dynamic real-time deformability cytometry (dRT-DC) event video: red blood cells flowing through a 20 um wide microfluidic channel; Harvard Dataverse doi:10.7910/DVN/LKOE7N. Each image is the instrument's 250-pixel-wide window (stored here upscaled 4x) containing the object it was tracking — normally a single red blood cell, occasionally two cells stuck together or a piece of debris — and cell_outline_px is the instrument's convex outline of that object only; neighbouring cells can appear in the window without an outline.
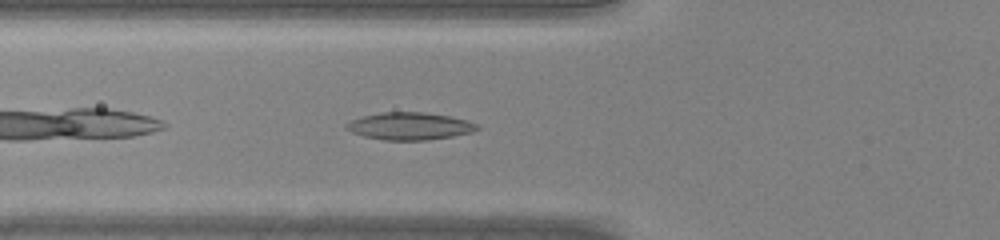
{"species": "common noctule bat (a hibernating species)", "species_latin": "Nyctalus noctula", "temperature_condition": "warm", "stored_images_in_passage": 32, "camera_frame_rate_fps": 3000, "um_per_image_px": 0.085, "animal": {"sex": "male", "body_mass_g": 20.0, "forearm_length_mm": 53.3}, "frame": {"image": 1, "passage_image": 4, "time_ms": 1.0, "image_size_px": [1000, 240], "cell_outline_px": [[480, 128], [472, 132], [452, 136], [428, 140], [384, 140], [364, 136], [352, 132], [344, 128], [344, 124], [352, 120], [364, 116], [380, 112], [424, 112], [448, 116], [468, 120], [476, 124]], "centroid_in_image_um": [34.81, 10.72], "position_along_channel_um": 91.0, "area_um2": 20.81}}
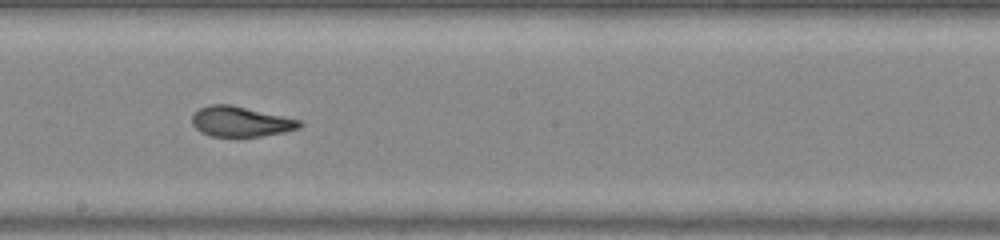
{"frame": {"image": 2, "passage_image": 13, "time_ms": 4.0, "image_size_px": [1000, 240], "cell_outline_px": [[304, 124], [300, 128], [284, 132], [260, 136], [212, 136], [200, 132], [192, 124], [192, 116], [200, 108], [208, 104], [232, 104], [300, 120]], "centroid_in_image_um": [20.46, 10.32], "position_along_channel_um": 227.7, "area_um2": 18.9}}
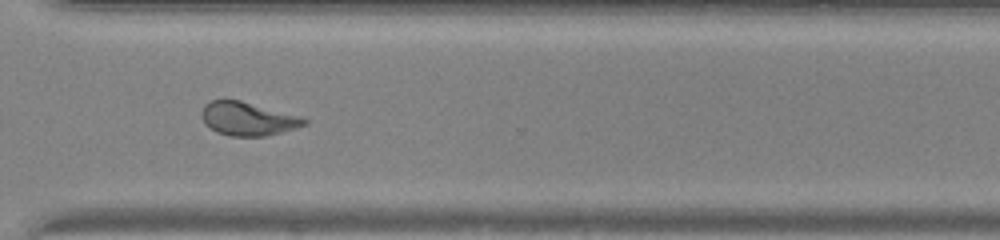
{"frame": {"image": 3, "passage_image": 21, "time_ms": 6.667, "image_size_px": [1000, 240], "cell_outline_px": [[308, 124], [296, 128], [268, 136], [228, 136], [216, 132], [204, 124], [200, 116], [200, 112], [204, 104], [212, 100], [240, 100], [300, 116], [308, 120]], "centroid_in_image_um": [21.04, 10.1], "position_along_channel_um": 349.6, "area_um2": 20.23}}